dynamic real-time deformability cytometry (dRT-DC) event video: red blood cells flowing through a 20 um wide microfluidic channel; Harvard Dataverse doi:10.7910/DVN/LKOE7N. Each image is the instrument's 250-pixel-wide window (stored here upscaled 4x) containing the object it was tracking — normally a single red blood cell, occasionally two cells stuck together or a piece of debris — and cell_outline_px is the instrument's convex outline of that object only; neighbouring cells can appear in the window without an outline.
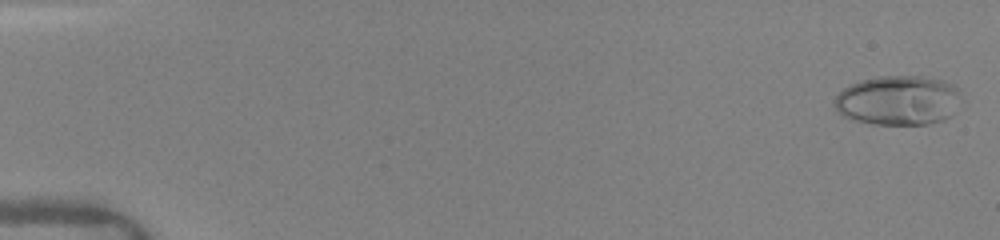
{"species": "human", "species_latin": "Homo sapiens", "temperature_condition": "warm", "stored_images_in_passage": 16, "camera_frame_rate_fps": 3000, "um_per_image_px": 0.085, "donor": {"sex": "female"}, "frame": {"image": 1, "passage_image": 1, "time_ms": 0.0, "image_size_px": [1000, 240], "cell_outline_px": [[956, 96], [952, 116], [944, 120], [928, 124], [872, 124], [856, 120], [844, 116], [832, 104], [832, 100], [844, 88], [860, 80], [876, 76], [920, 76], [944, 80], [956, 84]], "centroid_in_image_um": [76.29, 8.52], "position_along_channel_um": 8.7, "area_um2": 36.36}}
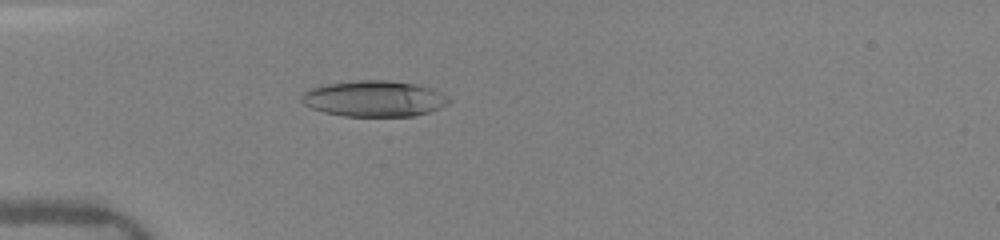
{"frame": {"image": 2, "passage_image": 14, "time_ms": 4.667, "image_size_px": [1000, 240], "cell_outline_px": [[452, 100], [448, 104], [440, 108], [428, 112], [412, 116], [344, 116], [324, 112], [312, 108], [304, 104], [300, 100], [300, 96], [308, 88], [324, 84], [356, 80], [388, 80], [416, 84], [432, 88], [448, 96]], "centroid_in_image_um": [31.79, 8.37], "position_along_channel_um": 53.2, "area_um2": 31.15}}
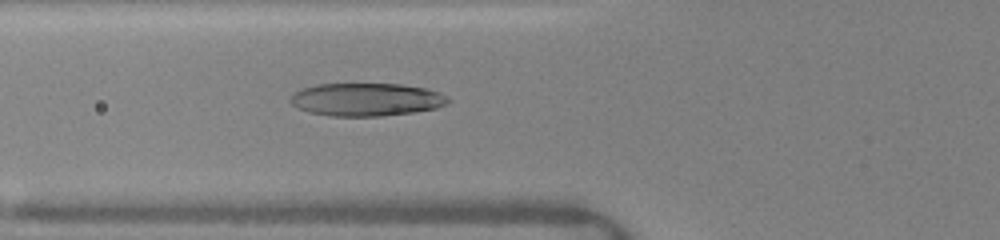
{"frame": {"image": 3, "passage_image": 16, "time_ms": 6.0, "image_size_px": [1000, 240], "cell_outline_px": [[452, 100], [436, 108], [412, 112], [380, 116], [332, 116], [308, 112], [292, 104], [288, 100], [296, 92], [304, 88], [316, 84], [400, 84], [424, 88], [448, 96]], "centroid_in_image_um": [31.13, 8.46], "position_along_channel_um": 94.7, "area_um2": 30.0}}